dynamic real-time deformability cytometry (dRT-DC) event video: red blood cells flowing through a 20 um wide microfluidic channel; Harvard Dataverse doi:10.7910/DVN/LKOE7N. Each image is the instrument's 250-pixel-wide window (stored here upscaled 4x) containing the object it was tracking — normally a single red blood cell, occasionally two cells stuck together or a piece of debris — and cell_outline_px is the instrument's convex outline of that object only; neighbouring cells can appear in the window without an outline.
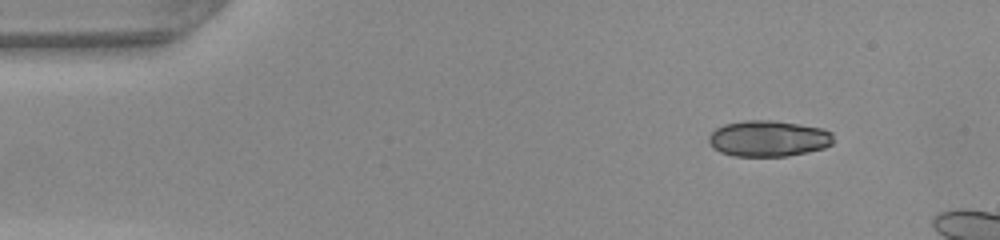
{"species": "common noctule bat (a hibernating species)", "species_latin": "Nyctalus noctula", "temperature_condition": "warm", "stored_images_in_passage": 40, "camera_frame_rate_fps": 3000, "um_per_image_px": 0.085, "animal": {"sex": "female", "body_mass_g": 22.0, "forearm_length_mm": 56.7}, "frame": {"image": 1, "passage_image": 1, "time_ms": 0.0, "image_size_px": [1000, 240], "cell_outline_px": [[832, 144], [824, 148], [788, 156], [732, 156], [720, 152], [712, 148], [708, 140], [708, 136], [716, 128], [724, 124], [744, 120], [772, 120], [820, 128], [832, 132]], "centroid_in_image_um": [65.27, 11.78], "position_along_channel_um": 19.7, "area_um2": 26.18}}
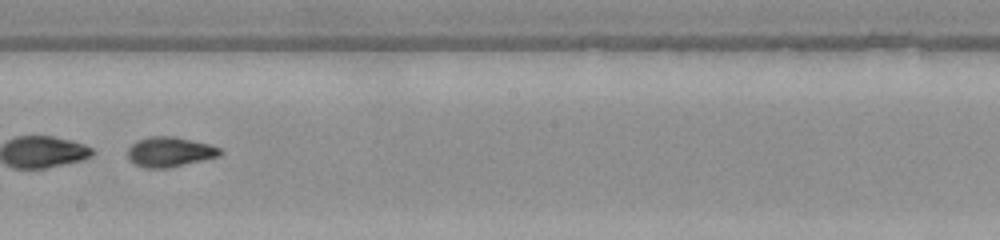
{"frame": {"image": 2, "passage_image": 23, "time_ms": 7.333, "image_size_px": [1000, 240], "cell_outline_px": [[220, 156], [168, 168], [144, 168], [128, 160], [128, 148], [136, 140], [152, 136], [176, 136], [208, 144], [220, 148]], "centroid_in_image_um": [14.39, 12.91], "position_along_channel_um": 233.8, "area_um2": 16.07}}
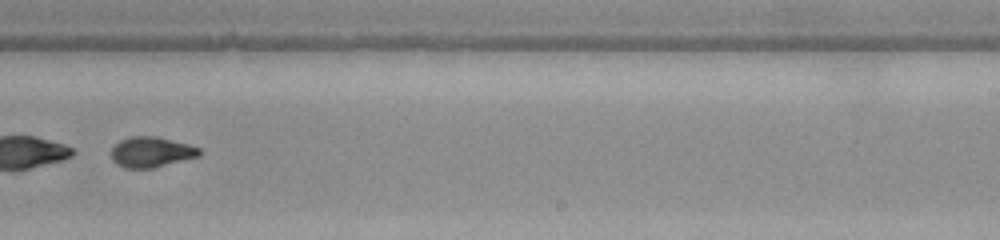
{"frame": {"image": 3, "passage_image": 26, "time_ms": 8.333, "image_size_px": [1000, 240], "cell_outline_px": [[200, 156], [152, 168], [124, 168], [116, 164], [112, 160], [112, 148], [120, 140], [132, 136], [156, 136], [188, 144], [200, 148]], "centroid_in_image_um": [12.85, 12.92], "position_along_channel_um": 276.2, "area_um2": 15.55}, "authors_computed_cell_mechanics": {"area_um2": 16.7042, "velocity_mm_per_s": 4.2618, "shape_relaxation_time_tau1_ms": 5.9687, "shape_relaxation_time_tau2_ms": 1.0388, "deformation_change_tau1": 0.25, "deformation_change_tau2": 0.0551}}